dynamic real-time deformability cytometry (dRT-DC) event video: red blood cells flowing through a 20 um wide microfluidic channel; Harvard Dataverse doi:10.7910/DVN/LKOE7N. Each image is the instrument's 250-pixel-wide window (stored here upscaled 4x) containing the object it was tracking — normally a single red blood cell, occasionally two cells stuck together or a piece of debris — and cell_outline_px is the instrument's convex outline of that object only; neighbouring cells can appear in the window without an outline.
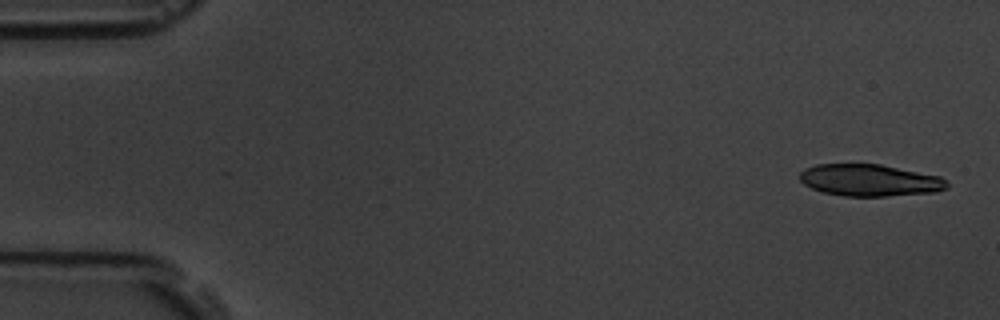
{"species": "common noctule bat (a hibernating species)", "species_latin": "Nyctalus noctula", "temperature_condition": "room temperature", "stored_images_in_passage": 7, "segment_of_instrument_passage": [1, 2], "camera_frame_rate_fps": 3000, "um_per_image_px": 0.085, "animal": {"sex": "male", "body_mass_g": 19.5, "forearm_length_mm": 54.6}, "frame": {"image": 1, "passage_image": 1, "time_ms": 0.0, "image_size_px": [1000, 320], "cell_outline_px": [[948, 188], [936, 192], [888, 196], [844, 196], [824, 192], [812, 188], [804, 184], [800, 180], [800, 172], [804, 168], [816, 164], [880, 164], [940, 176], [948, 184]], "centroid_in_image_um": [73.92, 15.32], "position_along_channel_um": 11.1, "area_um2": 27.34}}